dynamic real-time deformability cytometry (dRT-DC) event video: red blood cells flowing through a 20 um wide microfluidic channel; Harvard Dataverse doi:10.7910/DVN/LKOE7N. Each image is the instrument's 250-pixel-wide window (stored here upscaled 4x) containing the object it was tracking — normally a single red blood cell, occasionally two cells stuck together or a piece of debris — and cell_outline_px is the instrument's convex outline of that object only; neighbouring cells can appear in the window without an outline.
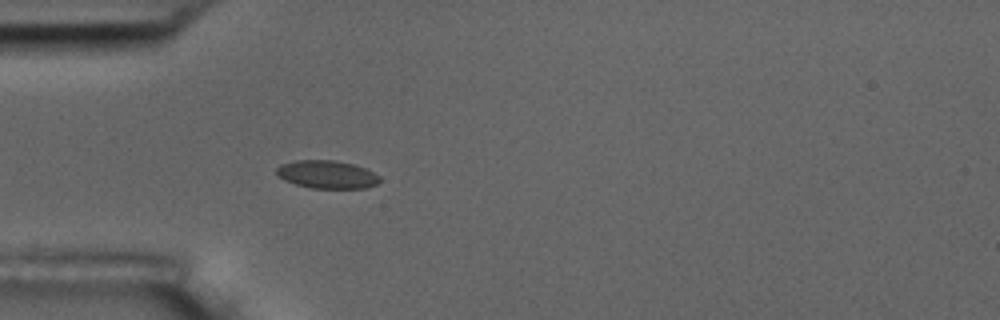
{"species": "common noctule bat (a hibernating species)", "species_latin": "Nyctalus noctula", "temperature_condition": "room temperature", "stored_images_in_passage": 15, "camera_frame_rate_fps": 3000, "um_per_image_px": 0.085, "animal": {"sex": "male", "body_mass_g": 17.5, "forearm_length_mm": 52.3}, "frame": {"image": 1, "passage_image": 7, "time_ms": 2.0, "image_size_px": [1000, 320], "cell_outline_px": [[380, 180], [376, 184], [364, 188], [312, 188], [296, 184], [284, 180], [276, 172], [276, 168], [280, 164], [296, 160], [336, 160], [352, 164], [364, 168], [380, 176]], "centroid_in_image_um": [27.78, 14.82], "position_along_channel_um": 57.2, "area_um2": 16.7}}